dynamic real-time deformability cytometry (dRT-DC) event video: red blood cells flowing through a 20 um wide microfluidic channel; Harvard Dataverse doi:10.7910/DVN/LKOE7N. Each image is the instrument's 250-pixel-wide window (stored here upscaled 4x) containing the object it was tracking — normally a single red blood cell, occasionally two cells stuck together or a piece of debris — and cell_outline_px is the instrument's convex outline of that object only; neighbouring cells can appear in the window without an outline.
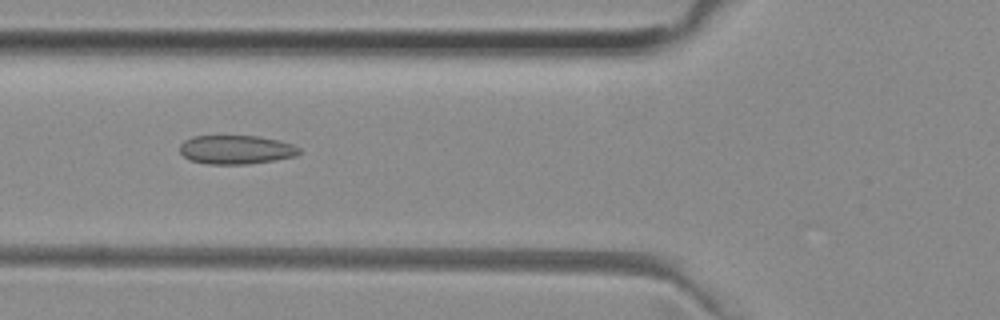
{"species": "common noctule bat (a hibernating species)", "species_latin": "Nyctalus noctula", "temperature_condition": "room temperature", "stored_images_in_passage": 50, "camera_frame_rate_fps": 3000, "um_per_image_px": 0.085, "animal": {"sex": "female", "body_mass_g": 29.2, "forearm_length_mm": 56.3}, "frame": {"image": 1, "passage_image": 18, "time_ms": 5.667, "image_size_px": [1000, 320], "cell_outline_px": [[300, 152], [296, 156], [276, 160], [248, 164], [208, 164], [188, 160], [180, 152], [180, 144], [184, 140], [192, 136], [256, 136], [280, 140], [292, 144], [300, 148]], "centroid_in_image_um": [20.06, 12.72], "position_along_channel_um": 105.7, "area_um2": 20.23}}
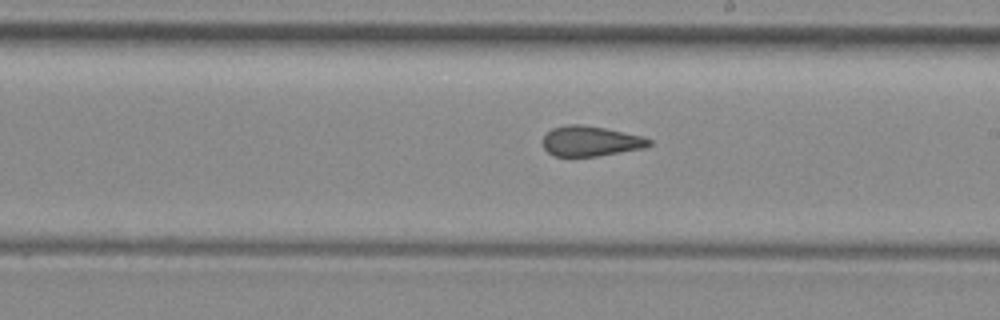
{"frame": {"image": 2, "passage_image": 28, "time_ms": 9.0, "image_size_px": [1000, 320], "cell_outline_px": [[652, 144], [644, 148], [596, 156], [552, 156], [544, 148], [544, 136], [552, 128], [568, 124], [580, 124], [604, 128], [644, 136], [652, 140]], "centroid_in_image_um": [50.22, 11.99], "position_along_channel_um": 238.8, "area_um2": 18.61}}
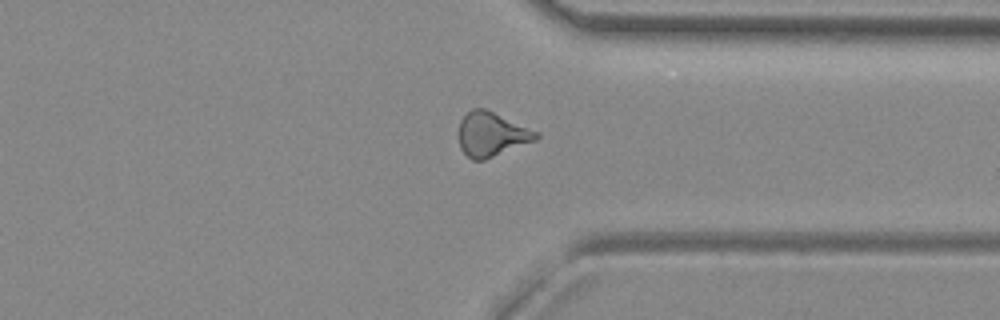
{"frame": {"image": 3, "passage_image": 38, "time_ms": 12.333, "image_size_px": [1000, 320], "cell_outline_px": [[540, 136], [536, 140], [484, 160], [472, 160], [460, 148], [456, 132], [460, 120], [472, 108], [484, 108], [540, 132]], "centroid_in_image_um": [41.75, 11.41], "position_along_channel_um": 369.6, "area_um2": 20.17}, "authors_computed_cell_mechanics": {"area_um2": 19.6809, "velocity_mm_per_s": 3.9927, "shape_relaxation_time_tau1_ms": null, "shape_relaxation_time_tau2_ms": 1.7125, "deformation_change_tau1": null, "deformation_change_tau2": 0.0884}}